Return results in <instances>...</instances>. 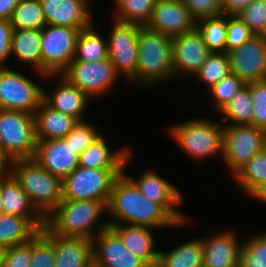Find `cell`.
<instances>
[{
	"label": "cell",
	"instance_id": "6da1fadb",
	"mask_svg": "<svg viewBox=\"0 0 266 267\" xmlns=\"http://www.w3.org/2000/svg\"><path fill=\"white\" fill-rule=\"evenodd\" d=\"M109 224H131L155 230L187 227L179 224L161 205L145 197L136 184L123 172L115 180L107 205Z\"/></svg>",
	"mask_w": 266,
	"mask_h": 267
},
{
	"label": "cell",
	"instance_id": "7a4b0ae2",
	"mask_svg": "<svg viewBox=\"0 0 266 267\" xmlns=\"http://www.w3.org/2000/svg\"><path fill=\"white\" fill-rule=\"evenodd\" d=\"M105 202L97 200H63L46 218L45 225L55 234L64 237H83L93 240L110 226ZM102 219V221H101Z\"/></svg>",
	"mask_w": 266,
	"mask_h": 267
},
{
	"label": "cell",
	"instance_id": "3957f363",
	"mask_svg": "<svg viewBox=\"0 0 266 267\" xmlns=\"http://www.w3.org/2000/svg\"><path fill=\"white\" fill-rule=\"evenodd\" d=\"M175 79L172 38L141 26L138 33V86L144 90L156 88Z\"/></svg>",
	"mask_w": 266,
	"mask_h": 267
},
{
	"label": "cell",
	"instance_id": "277c9868",
	"mask_svg": "<svg viewBox=\"0 0 266 267\" xmlns=\"http://www.w3.org/2000/svg\"><path fill=\"white\" fill-rule=\"evenodd\" d=\"M170 140L190 160L205 161L223 157L224 125L208 118H192L166 127Z\"/></svg>",
	"mask_w": 266,
	"mask_h": 267
},
{
	"label": "cell",
	"instance_id": "5b68a950",
	"mask_svg": "<svg viewBox=\"0 0 266 267\" xmlns=\"http://www.w3.org/2000/svg\"><path fill=\"white\" fill-rule=\"evenodd\" d=\"M13 175L44 218L63 201L62 180L45 170L36 159L15 160Z\"/></svg>",
	"mask_w": 266,
	"mask_h": 267
},
{
	"label": "cell",
	"instance_id": "8992f818",
	"mask_svg": "<svg viewBox=\"0 0 266 267\" xmlns=\"http://www.w3.org/2000/svg\"><path fill=\"white\" fill-rule=\"evenodd\" d=\"M124 168H86L78 166L62 181L63 200H97L109 203L115 180Z\"/></svg>",
	"mask_w": 266,
	"mask_h": 267
},
{
	"label": "cell",
	"instance_id": "52a82bcc",
	"mask_svg": "<svg viewBox=\"0 0 266 267\" xmlns=\"http://www.w3.org/2000/svg\"><path fill=\"white\" fill-rule=\"evenodd\" d=\"M38 144L34 114L0 109V146L13 158H34Z\"/></svg>",
	"mask_w": 266,
	"mask_h": 267
},
{
	"label": "cell",
	"instance_id": "ba28073f",
	"mask_svg": "<svg viewBox=\"0 0 266 267\" xmlns=\"http://www.w3.org/2000/svg\"><path fill=\"white\" fill-rule=\"evenodd\" d=\"M112 21L106 37L109 59L115 65L117 74L138 88V33L141 25L114 18Z\"/></svg>",
	"mask_w": 266,
	"mask_h": 267
},
{
	"label": "cell",
	"instance_id": "9c48e42d",
	"mask_svg": "<svg viewBox=\"0 0 266 267\" xmlns=\"http://www.w3.org/2000/svg\"><path fill=\"white\" fill-rule=\"evenodd\" d=\"M60 75L94 101L102 98L105 94L108 96L120 80L115 65L109 58L96 62L74 59Z\"/></svg>",
	"mask_w": 266,
	"mask_h": 267
},
{
	"label": "cell",
	"instance_id": "30bf717a",
	"mask_svg": "<svg viewBox=\"0 0 266 267\" xmlns=\"http://www.w3.org/2000/svg\"><path fill=\"white\" fill-rule=\"evenodd\" d=\"M23 74L10 67L0 68V109L35 114L44 101L45 88Z\"/></svg>",
	"mask_w": 266,
	"mask_h": 267
},
{
	"label": "cell",
	"instance_id": "8fae6325",
	"mask_svg": "<svg viewBox=\"0 0 266 267\" xmlns=\"http://www.w3.org/2000/svg\"><path fill=\"white\" fill-rule=\"evenodd\" d=\"M266 148V131L253 125H224L222 161L232 176Z\"/></svg>",
	"mask_w": 266,
	"mask_h": 267
},
{
	"label": "cell",
	"instance_id": "7c38bea8",
	"mask_svg": "<svg viewBox=\"0 0 266 267\" xmlns=\"http://www.w3.org/2000/svg\"><path fill=\"white\" fill-rule=\"evenodd\" d=\"M133 156L134 152L128 155L124 165V173L136 184L145 197L161 205L179 224L187 222L189 216L179 210V207L183 206V202H185L184 195L179 187H176V184H172L159 175L155 169L148 168V170L142 171L138 177L126 173L129 164H132Z\"/></svg>",
	"mask_w": 266,
	"mask_h": 267
},
{
	"label": "cell",
	"instance_id": "4fadbf2b",
	"mask_svg": "<svg viewBox=\"0 0 266 267\" xmlns=\"http://www.w3.org/2000/svg\"><path fill=\"white\" fill-rule=\"evenodd\" d=\"M81 30L45 25L42 28L41 60L43 74H60L73 60Z\"/></svg>",
	"mask_w": 266,
	"mask_h": 267
},
{
	"label": "cell",
	"instance_id": "5bb4252c",
	"mask_svg": "<svg viewBox=\"0 0 266 267\" xmlns=\"http://www.w3.org/2000/svg\"><path fill=\"white\" fill-rule=\"evenodd\" d=\"M228 57L231 73L246 84L266 80V36L254 35Z\"/></svg>",
	"mask_w": 266,
	"mask_h": 267
},
{
	"label": "cell",
	"instance_id": "9a60e30c",
	"mask_svg": "<svg viewBox=\"0 0 266 267\" xmlns=\"http://www.w3.org/2000/svg\"><path fill=\"white\" fill-rule=\"evenodd\" d=\"M146 27L172 38L196 29L197 20L183 0H156Z\"/></svg>",
	"mask_w": 266,
	"mask_h": 267
},
{
	"label": "cell",
	"instance_id": "2e32d148",
	"mask_svg": "<svg viewBox=\"0 0 266 267\" xmlns=\"http://www.w3.org/2000/svg\"><path fill=\"white\" fill-rule=\"evenodd\" d=\"M173 68L176 80L185 76L193 78L212 53L196 28L191 32L172 37Z\"/></svg>",
	"mask_w": 266,
	"mask_h": 267
},
{
	"label": "cell",
	"instance_id": "e0dca14e",
	"mask_svg": "<svg viewBox=\"0 0 266 267\" xmlns=\"http://www.w3.org/2000/svg\"><path fill=\"white\" fill-rule=\"evenodd\" d=\"M94 267H148L141 258L131 253L120 235L111 227L93 238Z\"/></svg>",
	"mask_w": 266,
	"mask_h": 267
},
{
	"label": "cell",
	"instance_id": "ac0fdd59",
	"mask_svg": "<svg viewBox=\"0 0 266 267\" xmlns=\"http://www.w3.org/2000/svg\"><path fill=\"white\" fill-rule=\"evenodd\" d=\"M46 80L51 82L53 80L55 84L49 91L44 89V101L53 109L84 121L85 112H88L86 110L89 109L88 106L93 99L78 87L70 84L60 74H48L45 82Z\"/></svg>",
	"mask_w": 266,
	"mask_h": 267
},
{
	"label": "cell",
	"instance_id": "d6986e66",
	"mask_svg": "<svg viewBox=\"0 0 266 267\" xmlns=\"http://www.w3.org/2000/svg\"><path fill=\"white\" fill-rule=\"evenodd\" d=\"M47 25L83 30L95 21L90 0H40ZM92 3V4H91Z\"/></svg>",
	"mask_w": 266,
	"mask_h": 267
},
{
	"label": "cell",
	"instance_id": "ffe728a7",
	"mask_svg": "<svg viewBox=\"0 0 266 267\" xmlns=\"http://www.w3.org/2000/svg\"><path fill=\"white\" fill-rule=\"evenodd\" d=\"M222 230L202 237L203 267H240L244 241L240 242L235 229Z\"/></svg>",
	"mask_w": 266,
	"mask_h": 267
},
{
	"label": "cell",
	"instance_id": "44dd1931",
	"mask_svg": "<svg viewBox=\"0 0 266 267\" xmlns=\"http://www.w3.org/2000/svg\"><path fill=\"white\" fill-rule=\"evenodd\" d=\"M79 157L70 140L60 138L38 141L34 159L63 181L79 166Z\"/></svg>",
	"mask_w": 266,
	"mask_h": 267
},
{
	"label": "cell",
	"instance_id": "7402d4cb",
	"mask_svg": "<svg viewBox=\"0 0 266 267\" xmlns=\"http://www.w3.org/2000/svg\"><path fill=\"white\" fill-rule=\"evenodd\" d=\"M42 29H14L10 58L21 66L31 67L39 79L45 81L41 60Z\"/></svg>",
	"mask_w": 266,
	"mask_h": 267
},
{
	"label": "cell",
	"instance_id": "603a6c76",
	"mask_svg": "<svg viewBox=\"0 0 266 267\" xmlns=\"http://www.w3.org/2000/svg\"><path fill=\"white\" fill-rule=\"evenodd\" d=\"M120 235L125 247L143 259L149 266L158 265L159 250L156 249L153 228L131 224H110Z\"/></svg>",
	"mask_w": 266,
	"mask_h": 267
},
{
	"label": "cell",
	"instance_id": "cb8c5ba5",
	"mask_svg": "<svg viewBox=\"0 0 266 267\" xmlns=\"http://www.w3.org/2000/svg\"><path fill=\"white\" fill-rule=\"evenodd\" d=\"M55 267H94L93 240L54 233Z\"/></svg>",
	"mask_w": 266,
	"mask_h": 267
},
{
	"label": "cell",
	"instance_id": "d4e9b609",
	"mask_svg": "<svg viewBox=\"0 0 266 267\" xmlns=\"http://www.w3.org/2000/svg\"><path fill=\"white\" fill-rule=\"evenodd\" d=\"M34 116L38 141L65 138L79 123L74 116L53 109L45 101L41 103Z\"/></svg>",
	"mask_w": 266,
	"mask_h": 267
},
{
	"label": "cell",
	"instance_id": "484cf974",
	"mask_svg": "<svg viewBox=\"0 0 266 267\" xmlns=\"http://www.w3.org/2000/svg\"><path fill=\"white\" fill-rule=\"evenodd\" d=\"M103 134L91 144L79 157V166L86 168H124L131 147H119L113 150Z\"/></svg>",
	"mask_w": 266,
	"mask_h": 267
},
{
	"label": "cell",
	"instance_id": "4316f807",
	"mask_svg": "<svg viewBox=\"0 0 266 267\" xmlns=\"http://www.w3.org/2000/svg\"><path fill=\"white\" fill-rule=\"evenodd\" d=\"M45 226V218H24L16 215H0V244L5 247L23 244L31 240Z\"/></svg>",
	"mask_w": 266,
	"mask_h": 267
},
{
	"label": "cell",
	"instance_id": "83f0119b",
	"mask_svg": "<svg viewBox=\"0 0 266 267\" xmlns=\"http://www.w3.org/2000/svg\"><path fill=\"white\" fill-rule=\"evenodd\" d=\"M0 193L4 206V214L24 218H44L31 204L28 194L14 175L0 179Z\"/></svg>",
	"mask_w": 266,
	"mask_h": 267
},
{
	"label": "cell",
	"instance_id": "f1b7e54d",
	"mask_svg": "<svg viewBox=\"0 0 266 267\" xmlns=\"http://www.w3.org/2000/svg\"><path fill=\"white\" fill-rule=\"evenodd\" d=\"M159 267H203L202 237L182 242L166 253L159 250Z\"/></svg>",
	"mask_w": 266,
	"mask_h": 267
},
{
	"label": "cell",
	"instance_id": "f546056e",
	"mask_svg": "<svg viewBox=\"0 0 266 267\" xmlns=\"http://www.w3.org/2000/svg\"><path fill=\"white\" fill-rule=\"evenodd\" d=\"M96 26L93 23L88 28L80 31L75 48V60L96 62L109 58L106 35L104 37Z\"/></svg>",
	"mask_w": 266,
	"mask_h": 267
},
{
	"label": "cell",
	"instance_id": "4dcf8cb0",
	"mask_svg": "<svg viewBox=\"0 0 266 267\" xmlns=\"http://www.w3.org/2000/svg\"><path fill=\"white\" fill-rule=\"evenodd\" d=\"M238 190L246 196H251L258 188L266 184V148L247 163L240 167L233 175Z\"/></svg>",
	"mask_w": 266,
	"mask_h": 267
},
{
	"label": "cell",
	"instance_id": "1f68e13d",
	"mask_svg": "<svg viewBox=\"0 0 266 267\" xmlns=\"http://www.w3.org/2000/svg\"><path fill=\"white\" fill-rule=\"evenodd\" d=\"M223 125H251L253 122V101L247 85L219 113Z\"/></svg>",
	"mask_w": 266,
	"mask_h": 267
},
{
	"label": "cell",
	"instance_id": "d6a6232c",
	"mask_svg": "<svg viewBox=\"0 0 266 267\" xmlns=\"http://www.w3.org/2000/svg\"><path fill=\"white\" fill-rule=\"evenodd\" d=\"M114 3L112 18L127 23L146 26L156 0H111ZM114 13V14H113Z\"/></svg>",
	"mask_w": 266,
	"mask_h": 267
},
{
	"label": "cell",
	"instance_id": "836d02e7",
	"mask_svg": "<svg viewBox=\"0 0 266 267\" xmlns=\"http://www.w3.org/2000/svg\"><path fill=\"white\" fill-rule=\"evenodd\" d=\"M197 29L201 33L206 46L211 52H226L227 16L203 18L197 21Z\"/></svg>",
	"mask_w": 266,
	"mask_h": 267
},
{
	"label": "cell",
	"instance_id": "e575fe53",
	"mask_svg": "<svg viewBox=\"0 0 266 267\" xmlns=\"http://www.w3.org/2000/svg\"><path fill=\"white\" fill-rule=\"evenodd\" d=\"M230 73L228 53L212 52L193 78L199 80L197 82L206 86L205 88L208 90Z\"/></svg>",
	"mask_w": 266,
	"mask_h": 267
},
{
	"label": "cell",
	"instance_id": "d590c367",
	"mask_svg": "<svg viewBox=\"0 0 266 267\" xmlns=\"http://www.w3.org/2000/svg\"><path fill=\"white\" fill-rule=\"evenodd\" d=\"M10 21L14 29H42L47 25L40 0H21Z\"/></svg>",
	"mask_w": 266,
	"mask_h": 267
},
{
	"label": "cell",
	"instance_id": "8d00e7d4",
	"mask_svg": "<svg viewBox=\"0 0 266 267\" xmlns=\"http://www.w3.org/2000/svg\"><path fill=\"white\" fill-rule=\"evenodd\" d=\"M54 233L45 225L32 238L30 267H55Z\"/></svg>",
	"mask_w": 266,
	"mask_h": 267
},
{
	"label": "cell",
	"instance_id": "74e56055",
	"mask_svg": "<svg viewBox=\"0 0 266 267\" xmlns=\"http://www.w3.org/2000/svg\"><path fill=\"white\" fill-rule=\"evenodd\" d=\"M243 241L240 267H266V231L252 233Z\"/></svg>",
	"mask_w": 266,
	"mask_h": 267
},
{
	"label": "cell",
	"instance_id": "f35d334b",
	"mask_svg": "<svg viewBox=\"0 0 266 267\" xmlns=\"http://www.w3.org/2000/svg\"><path fill=\"white\" fill-rule=\"evenodd\" d=\"M247 84L230 73L228 76L223 78L221 81L216 83L207 91L210 93L212 99L213 110L218 113L230 102L233 98L241 91ZM216 108V109H215Z\"/></svg>",
	"mask_w": 266,
	"mask_h": 267
},
{
	"label": "cell",
	"instance_id": "ab89813d",
	"mask_svg": "<svg viewBox=\"0 0 266 267\" xmlns=\"http://www.w3.org/2000/svg\"><path fill=\"white\" fill-rule=\"evenodd\" d=\"M103 134L104 133L100 132L96 124H92L86 119L84 121H79V123L72 129V131L63 139L70 140V143L74 147L76 152L81 155Z\"/></svg>",
	"mask_w": 266,
	"mask_h": 267
},
{
	"label": "cell",
	"instance_id": "60d3db41",
	"mask_svg": "<svg viewBox=\"0 0 266 267\" xmlns=\"http://www.w3.org/2000/svg\"><path fill=\"white\" fill-rule=\"evenodd\" d=\"M237 16L256 36H266V0H253Z\"/></svg>",
	"mask_w": 266,
	"mask_h": 267
},
{
	"label": "cell",
	"instance_id": "b9f144b4",
	"mask_svg": "<svg viewBox=\"0 0 266 267\" xmlns=\"http://www.w3.org/2000/svg\"><path fill=\"white\" fill-rule=\"evenodd\" d=\"M253 101V122L251 125L266 131V80L247 84Z\"/></svg>",
	"mask_w": 266,
	"mask_h": 267
},
{
	"label": "cell",
	"instance_id": "7bdbcfd3",
	"mask_svg": "<svg viewBox=\"0 0 266 267\" xmlns=\"http://www.w3.org/2000/svg\"><path fill=\"white\" fill-rule=\"evenodd\" d=\"M253 36L250 28L237 15L227 16V53L242 46Z\"/></svg>",
	"mask_w": 266,
	"mask_h": 267
},
{
	"label": "cell",
	"instance_id": "ee69618b",
	"mask_svg": "<svg viewBox=\"0 0 266 267\" xmlns=\"http://www.w3.org/2000/svg\"><path fill=\"white\" fill-rule=\"evenodd\" d=\"M32 263V239L6 249L1 267H30Z\"/></svg>",
	"mask_w": 266,
	"mask_h": 267
},
{
	"label": "cell",
	"instance_id": "f6af8a7d",
	"mask_svg": "<svg viewBox=\"0 0 266 267\" xmlns=\"http://www.w3.org/2000/svg\"><path fill=\"white\" fill-rule=\"evenodd\" d=\"M183 3L197 21L223 15L222 0H183Z\"/></svg>",
	"mask_w": 266,
	"mask_h": 267
},
{
	"label": "cell",
	"instance_id": "bcb514c9",
	"mask_svg": "<svg viewBox=\"0 0 266 267\" xmlns=\"http://www.w3.org/2000/svg\"><path fill=\"white\" fill-rule=\"evenodd\" d=\"M13 32L10 20H0V68L10 67L6 62L10 59Z\"/></svg>",
	"mask_w": 266,
	"mask_h": 267
},
{
	"label": "cell",
	"instance_id": "7dc6e473",
	"mask_svg": "<svg viewBox=\"0 0 266 267\" xmlns=\"http://www.w3.org/2000/svg\"><path fill=\"white\" fill-rule=\"evenodd\" d=\"M14 162V158L0 146V179L13 175Z\"/></svg>",
	"mask_w": 266,
	"mask_h": 267
},
{
	"label": "cell",
	"instance_id": "c3c4849f",
	"mask_svg": "<svg viewBox=\"0 0 266 267\" xmlns=\"http://www.w3.org/2000/svg\"><path fill=\"white\" fill-rule=\"evenodd\" d=\"M253 0H222L223 15L234 16L239 14Z\"/></svg>",
	"mask_w": 266,
	"mask_h": 267
},
{
	"label": "cell",
	"instance_id": "681fc988",
	"mask_svg": "<svg viewBox=\"0 0 266 267\" xmlns=\"http://www.w3.org/2000/svg\"><path fill=\"white\" fill-rule=\"evenodd\" d=\"M21 0H0V20H10Z\"/></svg>",
	"mask_w": 266,
	"mask_h": 267
},
{
	"label": "cell",
	"instance_id": "f907efd6",
	"mask_svg": "<svg viewBox=\"0 0 266 267\" xmlns=\"http://www.w3.org/2000/svg\"><path fill=\"white\" fill-rule=\"evenodd\" d=\"M250 198L256 199L258 201H261L262 203H266V184L262 185L260 188H258L251 196Z\"/></svg>",
	"mask_w": 266,
	"mask_h": 267
},
{
	"label": "cell",
	"instance_id": "816d5d0a",
	"mask_svg": "<svg viewBox=\"0 0 266 267\" xmlns=\"http://www.w3.org/2000/svg\"><path fill=\"white\" fill-rule=\"evenodd\" d=\"M7 247L0 244V267L2 266V263L4 261L5 253H6Z\"/></svg>",
	"mask_w": 266,
	"mask_h": 267
},
{
	"label": "cell",
	"instance_id": "f5cc1de1",
	"mask_svg": "<svg viewBox=\"0 0 266 267\" xmlns=\"http://www.w3.org/2000/svg\"><path fill=\"white\" fill-rule=\"evenodd\" d=\"M4 214V206H3V201L0 193V215Z\"/></svg>",
	"mask_w": 266,
	"mask_h": 267
},
{
	"label": "cell",
	"instance_id": "db71d44e",
	"mask_svg": "<svg viewBox=\"0 0 266 267\" xmlns=\"http://www.w3.org/2000/svg\"><path fill=\"white\" fill-rule=\"evenodd\" d=\"M148 267H159L158 265L148 266Z\"/></svg>",
	"mask_w": 266,
	"mask_h": 267
}]
</instances>
